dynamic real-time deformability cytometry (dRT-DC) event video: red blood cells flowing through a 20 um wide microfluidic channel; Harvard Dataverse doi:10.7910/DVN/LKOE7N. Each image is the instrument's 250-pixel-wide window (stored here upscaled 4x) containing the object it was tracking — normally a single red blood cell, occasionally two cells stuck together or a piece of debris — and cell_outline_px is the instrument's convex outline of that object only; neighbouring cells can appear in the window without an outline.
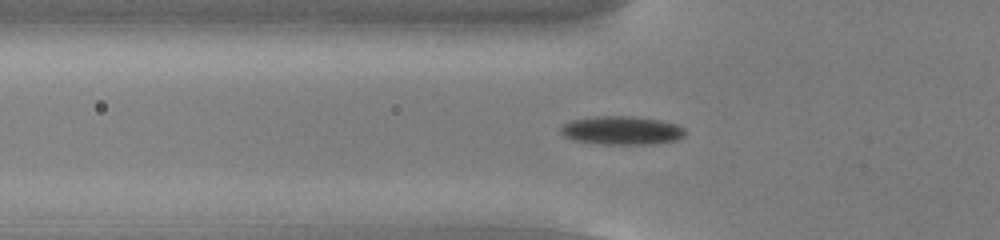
{"species": "common noctule bat (a hibernating species)", "species_latin": "Nyctalus noctula", "temperature_condition": "cold", "stored_images_in_passage": 41, "camera_frame_rate_fps": 3000, "um_per_image_px": 0.085, "animal": {"sex": "male", "body_mass_g": 13.0, "forearm_length_mm": 53.1}, "frame": {"image": 1, "passage_image": 6, "time_ms": 1.667, "image_size_px": [1000, 240], "cell_outline_px": [[684, 136], [676, 140], [652, 144], [604, 144], [572, 140], [564, 136], [560, 132], [560, 128], [564, 124], [572, 120], [596, 116], [632, 116], [660, 120], [676, 124], [684, 128]], "centroid_in_image_um": [52.83, 11.08], "position_along_channel_um": 73.0, "area_um2": 20.63}}
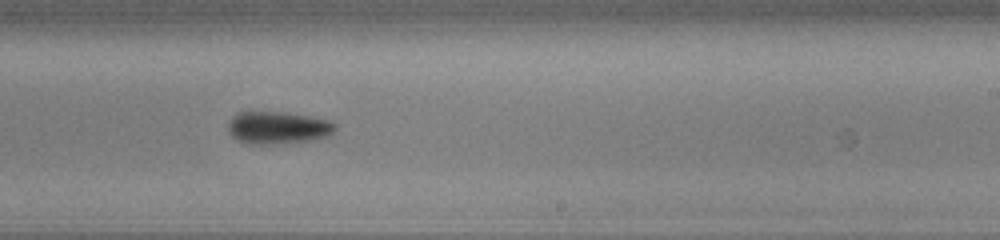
{"frame": {"image": 2, "passage_image": 21, "time_ms": 6.667, "image_size_px": [1000, 240], "cell_outline_px": [[336, 128], [328, 136], [312, 140], [284, 144], [244, 144], [236, 140], [228, 132], [228, 120], [236, 112], [284, 112], [332, 120], [336, 124]], "centroid_in_image_um": [23.59, 10.86], "position_along_channel_um": 265.4, "area_um2": 20.69}}
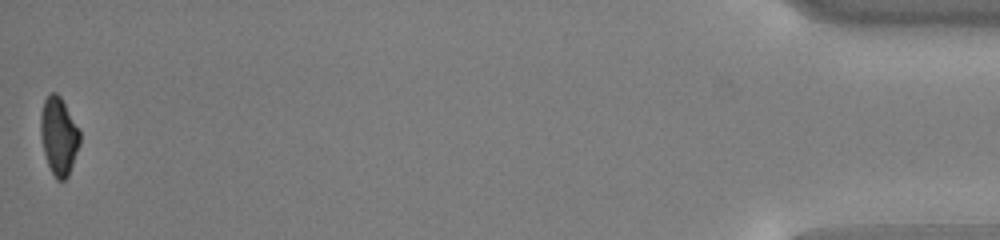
{"frame": {"image": 3, "passage_image": 41, "time_ms": 13.333, "image_size_px": [1000, 240], "cell_outline_px": [[80, 144], [68, 176], [64, 180], [56, 180], [48, 164], [44, 152], [40, 136], [40, 112], [44, 100], [52, 92], [56, 92], [60, 96], [80, 128]], "centroid_in_image_um": [5.0, 11.54], "position_along_channel_um": 430.2, "area_um2": 17.92}, "authors_computed_cell_mechanics": {"area_um2": 19.4208, "velocity_mm_per_s": 3.8626, "shape_relaxation_time_tau1_ms": 1.7571, "shape_relaxation_time_tau2_ms": null, "deformation_change_tau1": 0.1109, "deformation_change_tau2": null}}